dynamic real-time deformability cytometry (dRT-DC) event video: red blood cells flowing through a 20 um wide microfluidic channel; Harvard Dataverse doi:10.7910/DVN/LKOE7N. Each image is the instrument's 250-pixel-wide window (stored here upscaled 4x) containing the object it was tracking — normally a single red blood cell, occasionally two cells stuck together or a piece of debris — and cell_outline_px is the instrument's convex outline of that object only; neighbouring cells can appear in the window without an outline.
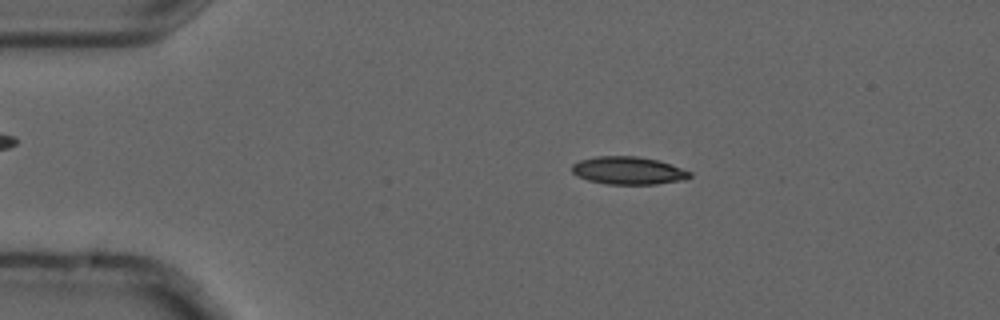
{"species": "common noctule bat (a hibernating species)", "species_latin": "Nyctalus noctula", "temperature_condition": "cold", "stored_images_in_passage": 2, "camera_frame_rate_fps": 3000, "um_per_image_px": 0.085, "animal": {"sex": "male", "forearm_length_mm": 52.5}, "frame": {"image": 1, "passage_image": 1, "time_ms": 0.0, "image_size_px": [1000, 320], "cell_outline_px": [[692, 176], [684, 180], [656, 184], [608, 184], [588, 180], [572, 172], [572, 164], [580, 160], [596, 156], [636, 156], [656, 160], [692, 172]], "centroid_in_image_um": [53.4, 14.5], "position_along_channel_um": 31.6, "area_um2": 18.84}}